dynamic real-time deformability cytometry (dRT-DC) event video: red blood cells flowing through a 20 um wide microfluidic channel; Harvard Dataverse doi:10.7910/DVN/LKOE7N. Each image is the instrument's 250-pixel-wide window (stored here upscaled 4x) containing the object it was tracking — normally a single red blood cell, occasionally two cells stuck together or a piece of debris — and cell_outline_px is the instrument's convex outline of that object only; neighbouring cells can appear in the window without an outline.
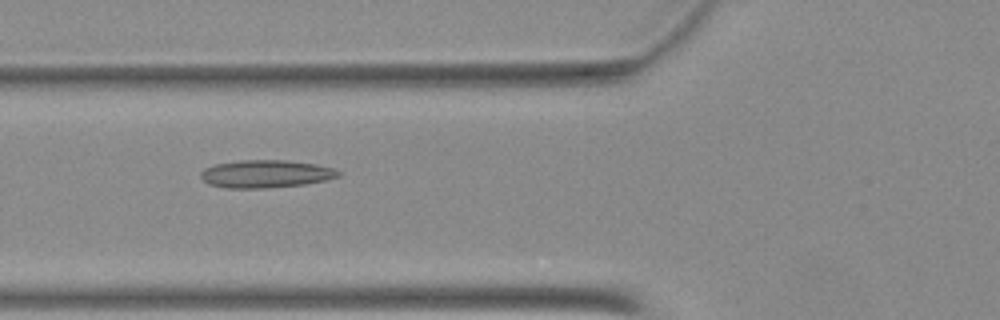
{"species": "Egyptian fruit bat (a non-hibernating species)", "species_latin": "Rousettus aegyptiacus", "temperature_condition": "warm", "stored_images_in_passage": 48, "camera_frame_rate_fps": 3000, "um_per_image_px": 0.085, "animal": {"sex": "female"}, "frame": {"image": 1, "passage_image": 17, "time_ms": 5.333, "image_size_px": [1000, 320], "cell_outline_px": [[344, 172], [340, 176], [324, 180], [304, 184], [268, 188], [228, 188], [208, 184], [200, 176], [200, 172], [204, 168], [216, 164], [240, 160], [288, 160], [316, 164], [336, 168]], "centroid_in_image_um": [22.63, 14.77], "position_along_channel_um": 103.2, "area_um2": 22.43}}
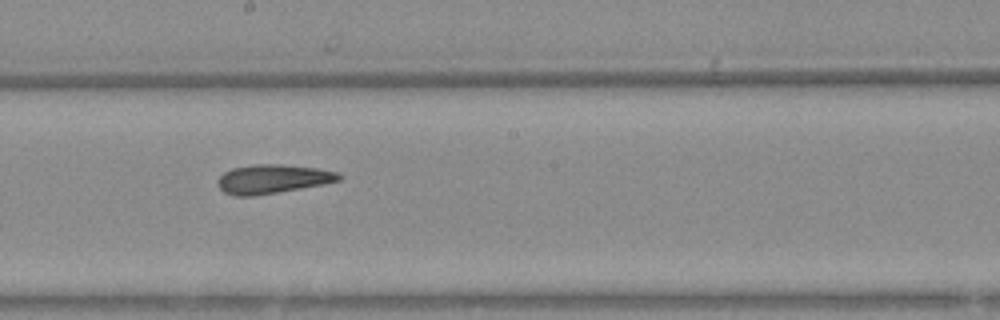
{"frame": {"image": 2, "passage_image": 26, "time_ms": 8.333, "image_size_px": [1000, 320], "cell_outline_px": [[340, 180], [320, 184], [276, 192], [252, 196], [236, 196], [224, 192], [216, 184], [220, 176], [224, 172], [232, 168], [252, 164], [280, 164], [320, 168], [340, 172]], "centroid_in_image_um": [23.14, 15.19], "position_along_channel_um": 225.1, "area_um2": 20.29}}
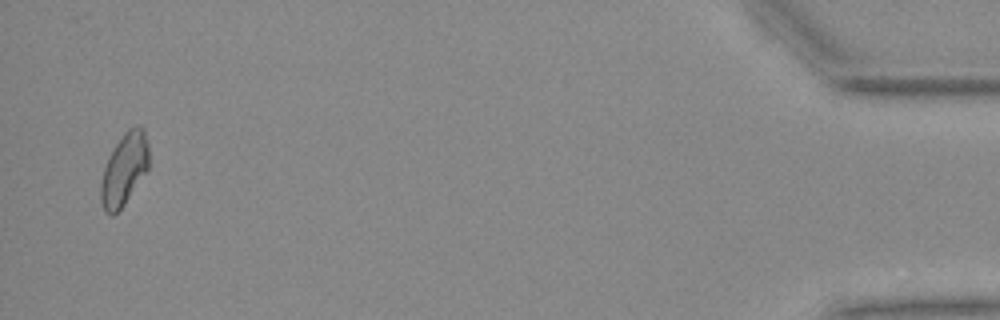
{"frame": {"image": 3, "passage_image": 47, "time_ms": 15.333, "image_size_px": [1000, 320], "cell_outline_px": [[148, 168], [124, 204], [112, 216], [104, 212], [100, 200], [100, 184], [104, 168], [116, 144], [124, 132], [128, 128], [136, 124], [140, 124], [144, 128], [148, 140]], "centroid_in_image_um": [10.56, 14.36], "position_along_channel_um": 424.6, "area_um2": 20.06}}